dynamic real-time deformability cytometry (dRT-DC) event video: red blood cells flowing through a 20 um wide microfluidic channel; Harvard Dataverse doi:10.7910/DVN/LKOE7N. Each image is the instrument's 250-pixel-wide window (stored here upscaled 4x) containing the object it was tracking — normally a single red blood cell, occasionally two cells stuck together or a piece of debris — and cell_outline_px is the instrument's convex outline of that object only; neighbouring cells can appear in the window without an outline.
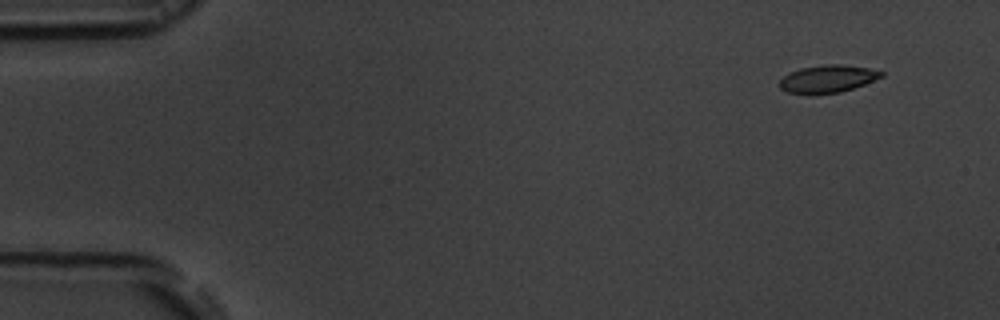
{"species": "common noctule bat (a hibernating species)", "species_latin": "Nyctalus noctula", "temperature_condition": "room temperature", "stored_images_in_passage": 52, "camera_frame_rate_fps": 3000, "um_per_image_px": 0.085, "animal": {"sex": "male", "body_mass_g": 19.5, "forearm_length_mm": 54.6}, "frame": {"image": 1, "passage_image": 1, "time_ms": 0.0, "image_size_px": [1000, 320], "cell_outline_px": [[884, 76], [864, 84], [840, 92], [788, 92], [780, 88], [780, 80], [788, 72], [800, 68], [824, 64], [840, 64], [868, 68], [884, 72]], "centroid_in_image_um": [70.37, 6.66], "position_along_channel_um": 14.6, "area_um2": 15.84}}
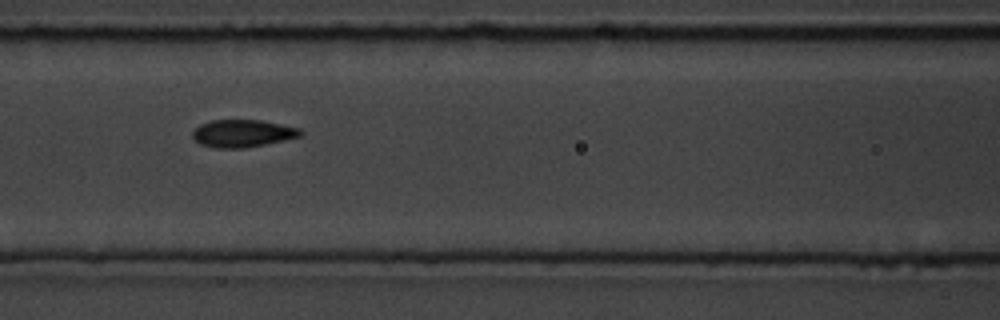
{"frame": {"image": 2, "passage_image": 21, "time_ms": 6.667, "image_size_px": [1000, 320], "cell_outline_px": [[304, 132], [300, 136], [284, 140], [244, 148], [216, 148], [200, 144], [192, 136], [192, 132], [200, 124], [212, 120], [260, 120], [300, 128]], "centroid_in_image_um": [20.62, 11.33], "position_along_channel_um": 146.0, "area_um2": 17.17}}
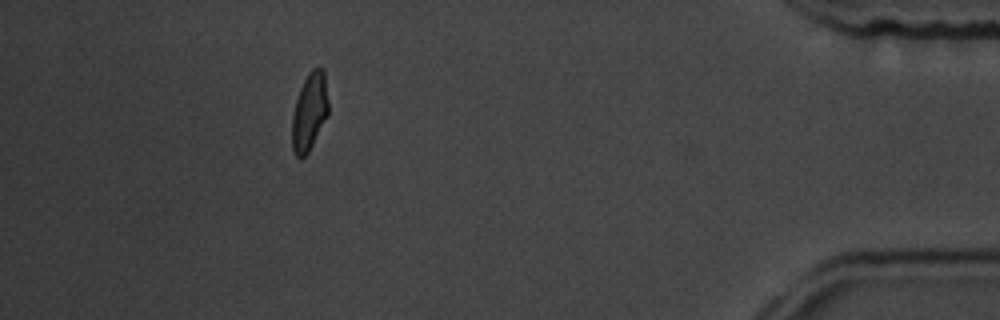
{"frame": {"image": 3, "passage_image": 47, "time_ms": 15.333, "image_size_px": [1000, 320], "cell_outline_px": [[328, 116], [308, 152], [300, 160], [296, 156], [292, 148], [292, 116], [296, 100], [300, 88], [308, 72], [312, 68], [324, 68], [328, 100]], "centroid_in_image_um": [26.31, 9.49], "position_along_channel_um": 408.9, "area_um2": 16.53}, "authors_computed_cell_mechanics": {"area_um2": 17.0799, "velocity_mm_per_s": 3.6673, "shape_relaxation_time_tau1_ms": 4.3612, "shape_relaxation_time_tau2_ms": 0.8513, "deformation_change_tau1": 0.1313, "deformation_change_tau2": 0.056}}